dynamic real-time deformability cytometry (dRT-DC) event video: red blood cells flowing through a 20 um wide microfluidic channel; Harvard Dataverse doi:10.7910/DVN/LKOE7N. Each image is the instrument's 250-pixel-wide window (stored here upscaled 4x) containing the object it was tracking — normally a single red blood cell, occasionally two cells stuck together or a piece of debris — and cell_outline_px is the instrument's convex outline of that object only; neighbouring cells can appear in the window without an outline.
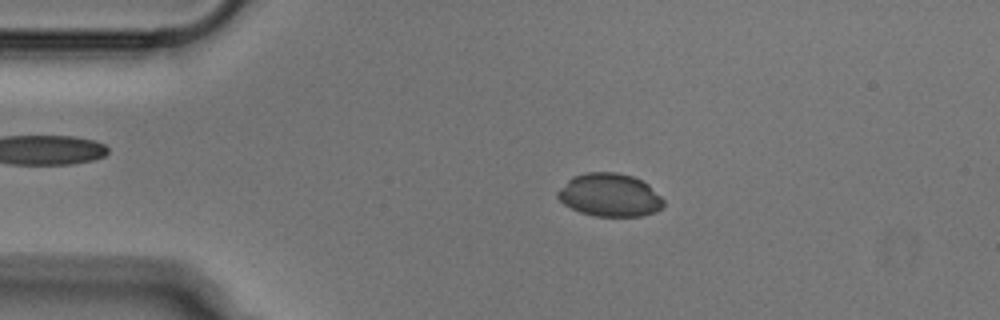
{"species": "Egyptian fruit bat (a non-hibernating species)", "species_latin": "Rousettus aegyptiacus", "temperature_condition": "cold", "stored_images_in_passage": 51, "camera_frame_rate_fps": 3000, "um_per_image_px": 0.085, "animal": {"sex": "male"}, "frame": {"image": 1, "passage_image": 10, "time_ms": 3.0, "image_size_px": [1000, 320], "cell_outline_px": [[664, 204], [656, 212], [640, 216], [596, 216], [580, 212], [564, 204], [556, 196], [556, 192], [572, 176], [584, 172], [616, 172], [632, 176], [648, 184], [664, 200]], "centroid_in_image_um": [51.81, 16.57], "position_along_channel_um": 33.2, "area_um2": 26.53}}
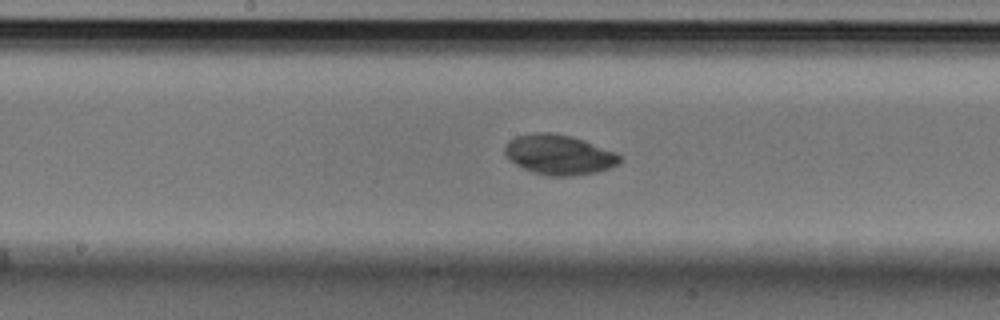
{"frame": {"image": 2, "passage_image": 26, "time_ms": 8.333, "image_size_px": [1000, 320], "cell_outline_px": [[620, 164], [596, 172], [572, 176], [548, 176], [532, 172], [516, 164], [504, 152], [504, 148], [508, 140], [516, 136], [536, 132], [552, 132], [572, 136], [584, 140], [616, 152], [620, 156]], "centroid_in_image_um": [47.52, 13.14], "position_along_channel_um": 200.7, "area_um2": 26.76}}
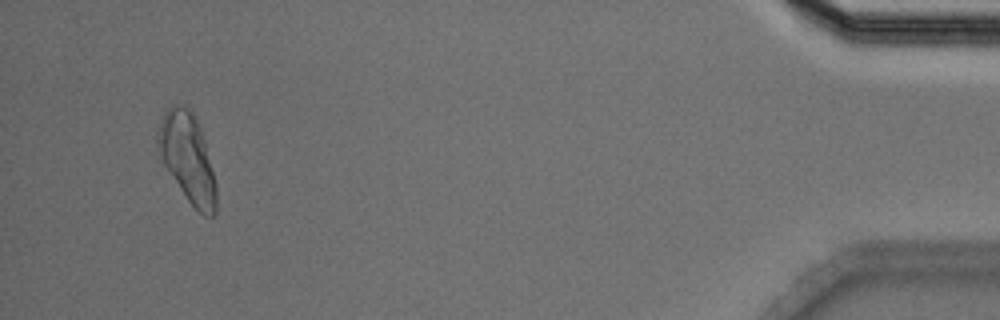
{"frame": {"image": 3, "passage_image": 49, "time_ms": 16.0, "image_size_px": [1000, 320], "cell_outline_px": [[216, 212], [212, 216], [204, 216], [188, 200], [164, 164], [160, 156], [156, 140], [156, 132], [160, 120], [164, 112], [172, 104], [180, 104], [188, 108], [192, 112], [200, 128], [204, 140], [216, 184]], "centroid_in_image_um": [15.92, 13.38], "position_along_channel_um": 419.3, "area_um2": 29.77}}